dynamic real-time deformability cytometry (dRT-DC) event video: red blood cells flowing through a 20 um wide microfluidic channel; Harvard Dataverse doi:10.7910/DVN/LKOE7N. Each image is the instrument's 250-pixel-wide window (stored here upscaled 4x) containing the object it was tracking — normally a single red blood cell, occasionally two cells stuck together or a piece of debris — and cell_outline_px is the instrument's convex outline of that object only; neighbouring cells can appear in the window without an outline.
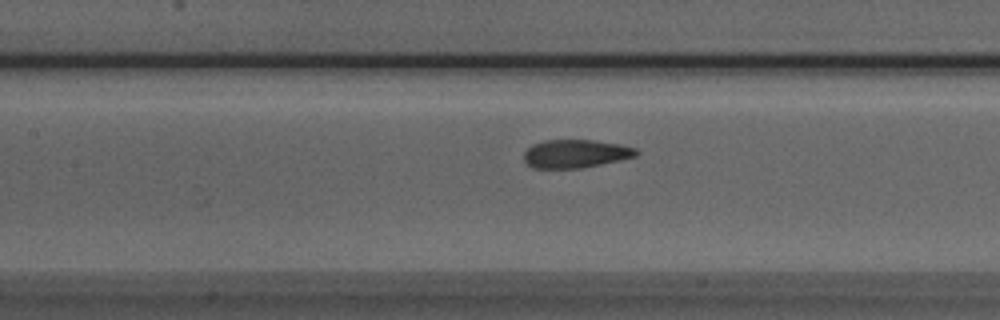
{"species": "Egyptian fruit bat (a non-hibernating species)", "species_latin": "Rousettus aegyptiacus", "temperature_condition": "room temperature", "stored_images_in_passage": 45, "camera_frame_rate_fps": 3000, "um_per_image_px": 0.085, "animal": {"sex": "male"}, "frame": {"image": 1, "passage_image": 15, "time_ms": 4.667, "image_size_px": [1000, 320], "cell_outline_px": [[640, 152], [636, 156], [620, 160], [580, 168], [532, 168], [524, 160], [524, 152], [532, 144], [544, 140], [596, 140], [620, 144], [636, 148]], "centroid_in_image_um": [48.93, 13.05], "position_along_channel_um": 158.5, "area_um2": 18.55}}
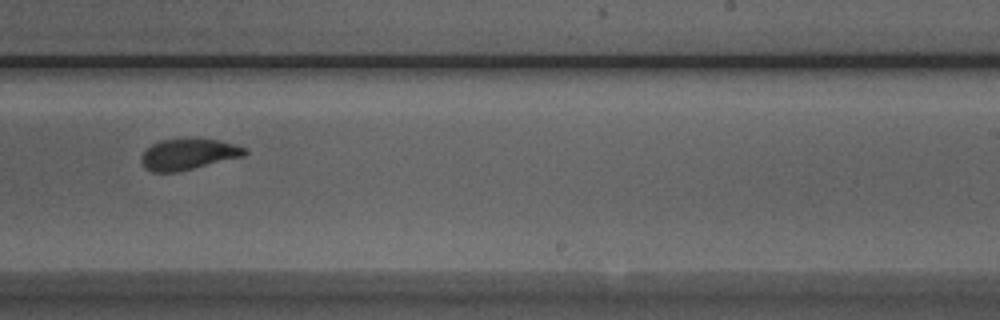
{"frame": {"image": 2, "passage_image": 24, "time_ms": 7.667, "image_size_px": [1000, 320], "cell_outline_px": [[248, 152], [244, 156], [180, 172], [152, 172], [144, 168], [140, 160], [144, 152], [152, 144], [160, 140], [220, 140], [236, 144], [248, 148]], "centroid_in_image_um": [16.04, 13.14], "position_along_channel_um": 273.0, "area_um2": 18.61}}
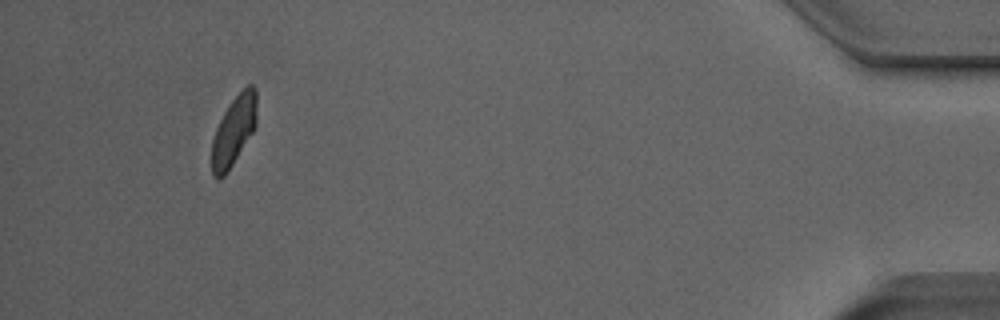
{"frame": {"image": 3, "passage_image": 41, "time_ms": 13.333, "image_size_px": [1000, 320], "cell_outline_px": [[256, 128], [228, 172], [220, 180], [216, 180], [212, 176], [212, 140], [216, 128], [224, 112], [232, 100], [248, 84], [252, 84], [256, 88]], "centroid_in_image_um": [19.87, 11.16], "position_along_channel_um": 415.3, "area_um2": 18.38}, "authors_computed_cell_mechanics": {"area_um2": 19.1318, "velocity_mm_per_s": 3.8277, "shape_relaxation_time_tau1_ms": 4.2613, "shape_relaxation_time_tau2_ms": 1.0144, "deformation_change_tau1": 0.1222, "deformation_change_tau2": 0.048}}